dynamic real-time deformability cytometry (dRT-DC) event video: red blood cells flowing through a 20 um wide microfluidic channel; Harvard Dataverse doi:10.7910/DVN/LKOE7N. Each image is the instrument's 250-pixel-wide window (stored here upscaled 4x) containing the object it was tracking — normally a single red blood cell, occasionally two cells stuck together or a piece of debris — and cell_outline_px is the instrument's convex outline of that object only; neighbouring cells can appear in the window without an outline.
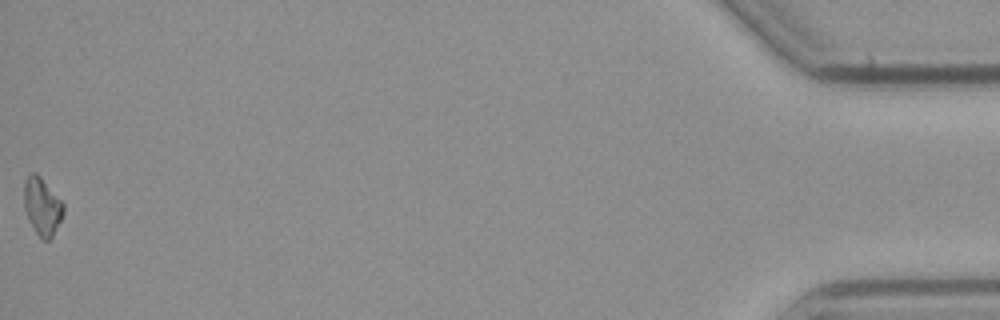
{"species": "common noctule bat (a hibernating species)", "species_latin": "Nyctalus noctula", "temperature_condition": "cold", "stored_images_in_passage": 39, "camera_frame_rate_fps": 3000, "um_per_image_px": 0.085, "animal": {"sex": "male", "body_mass_g": 23.1, "forearm_length_mm": 52.7}, "frame": {"image": 1, "passage_image": 39, "time_ms": 12.667, "image_size_px": [1000, 320], "cell_outline_px": [[64, 212], [52, 236], [48, 240], [44, 240], [36, 232], [24, 208], [24, 180], [32, 172], [36, 172], [40, 176], [64, 204]], "centroid_in_image_um": [3.58, 17.5], "position_along_channel_um": 431.6, "area_um2": 12.83}, "authors_computed_cell_mechanics": {"area_um2": 13.6986, "velocity_mm_per_s": 3.7721, "shape_relaxation_time_tau1_ms": 5.0821, "shape_relaxation_time_tau2_ms": null, "deformation_change_tau1": 0.1134, "deformation_change_tau2": null}}